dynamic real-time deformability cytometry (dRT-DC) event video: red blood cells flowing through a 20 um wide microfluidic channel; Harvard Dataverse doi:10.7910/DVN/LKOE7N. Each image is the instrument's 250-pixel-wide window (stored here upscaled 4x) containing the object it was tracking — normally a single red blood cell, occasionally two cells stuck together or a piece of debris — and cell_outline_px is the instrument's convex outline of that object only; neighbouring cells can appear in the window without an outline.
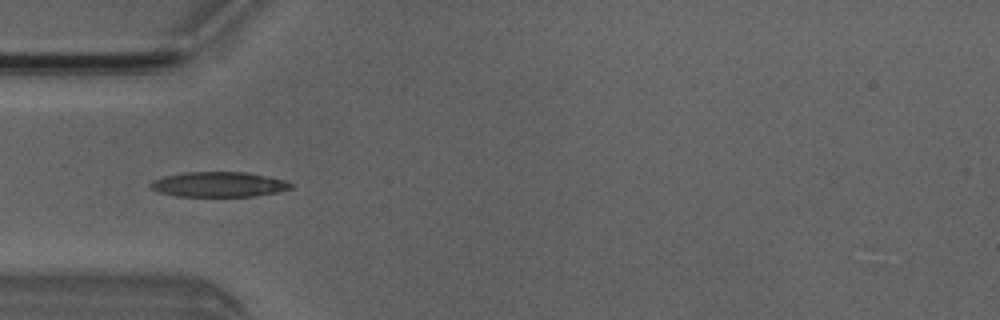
{"species": "Egyptian fruit bat (a non-hibernating species)", "species_latin": "Rousettus aegyptiacus", "temperature_condition": "room temperature", "stored_images_in_passage": 7, "camera_frame_rate_fps": 3000, "um_per_image_px": 0.085, "animal": {"sex": "male"}, "frame": {"image": 1, "passage_image": 5, "time_ms": 4.333, "image_size_px": [1000, 320], "cell_outline_px": [[292, 188], [276, 192], [256, 196], [176, 196], [160, 192], [148, 188], [148, 184], [152, 180], [164, 176], [184, 172], [244, 172], [284, 180], [292, 184]], "centroid_in_image_um": [18.52, 15.67], "position_along_channel_um": 66.5, "area_um2": 20.4}}